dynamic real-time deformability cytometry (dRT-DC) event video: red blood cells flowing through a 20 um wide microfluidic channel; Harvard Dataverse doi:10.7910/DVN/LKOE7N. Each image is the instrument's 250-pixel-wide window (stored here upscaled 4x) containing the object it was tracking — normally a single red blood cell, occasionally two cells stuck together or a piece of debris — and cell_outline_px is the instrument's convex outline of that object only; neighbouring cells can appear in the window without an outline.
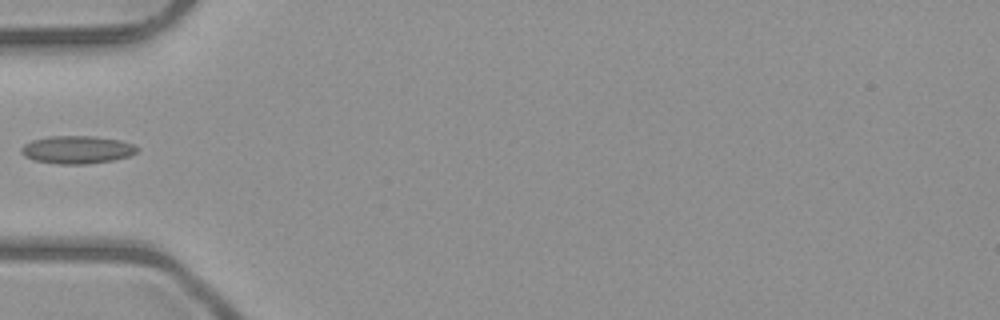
{"species": "common noctule bat (a hibernating species)", "species_latin": "Nyctalus noctula", "temperature_condition": "room temperature", "stored_images_in_passage": 7, "camera_frame_rate_fps": 3000, "um_per_image_px": 0.085, "animal": {"sex": "male", "body_mass_g": 23.1, "forearm_length_mm": 52.7}, "frame": {"image": 1, "passage_image": 6, "time_ms": 5.667, "image_size_px": [1000, 320], "cell_outline_px": [[140, 148], [136, 152], [128, 156], [112, 160], [88, 164], [56, 164], [36, 160], [24, 156], [20, 152], [20, 148], [24, 144], [32, 140], [48, 136], [92, 136], [120, 140], [132, 144]], "centroid_in_image_um": [6.52, 12.72], "position_along_channel_um": 78.5, "area_um2": 18.79}}
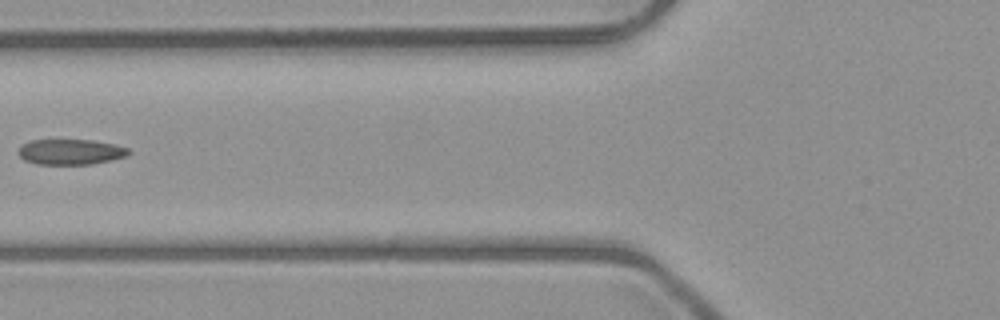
{"frame": {"image": 2, "passage_image": 7, "time_ms": 6.667, "image_size_px": [1000, 320], "cell_outline_px": [[132, 152], [128, 156], [112, 160], [92, 164], [36, 164], [24, 160], [16, 152], [24, 144], [32, 140], [92, 140], [116, 144], [128, 148]], "centroid_in_image_um": [6.05, 12.91], "position_along_channel_um": 119.8, "area_um2": 16.47}}